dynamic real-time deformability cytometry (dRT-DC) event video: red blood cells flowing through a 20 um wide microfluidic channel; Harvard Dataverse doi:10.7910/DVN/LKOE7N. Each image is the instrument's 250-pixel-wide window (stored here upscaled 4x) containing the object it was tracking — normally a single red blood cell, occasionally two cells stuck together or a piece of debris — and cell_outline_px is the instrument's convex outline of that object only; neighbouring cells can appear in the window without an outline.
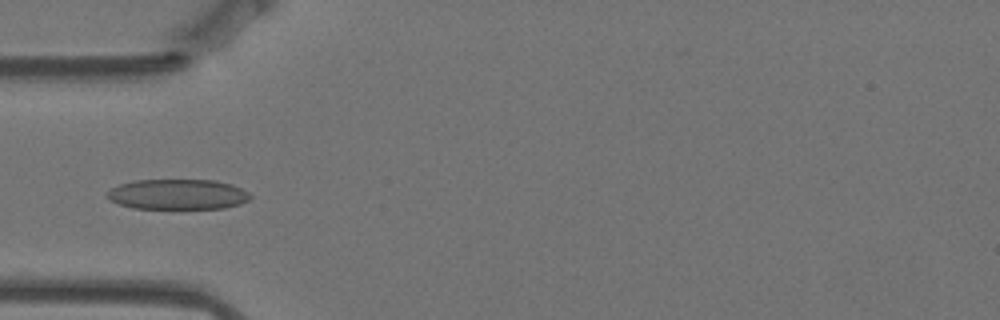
{"species": "Egyptian fruit bat (a non-hibernating species)", "species_latin": "Rousettus aegyptiacus", "temperature_condition": "warm", "stored_images_in_passage": 42, "camera_frame_rate_fps": 3000, "um_per_image_px": 0.085, "animal": {"sex": "female"}, "frame": {"image": 1, "passage_image": 1, "time_ms": 0.0, "image_size_px": [1000, 320], "cell_outline_px": [[252, 196], [248, 200], [240, 204], [224, 208], [132, 208], [108, 200], [104, 196], [112, 188], [120, 184], [136, 180], [216, 180], [232, 184], [248, 192]], "centroid_in_image_um": [15.1, 16.51], "position_along_channel_um": 69.9, "area_um2": 25.26}}
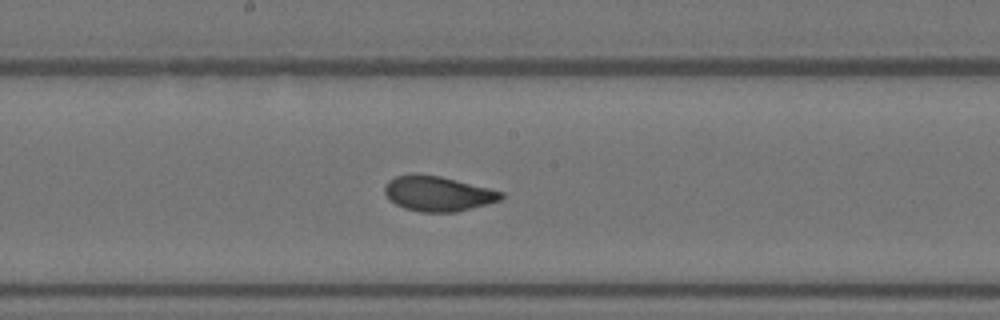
{"frame": {"image": 2, "passage_image": 13, "time_ms": 4.0, "image_size_px": [1000, 320], "cell_outline_px": [[504, 196], [500, 200], [488, 204], [456, 212], [420, 212], [404, 208], [396, 204], [384, 192], [384, 188], [388, 180], [396, 176], [440, 176], [504, 192]], "centroid_in_image_um": [37.26, 16.49], "position_along_channel_um": 210.9, "area_um2": 23.18}}
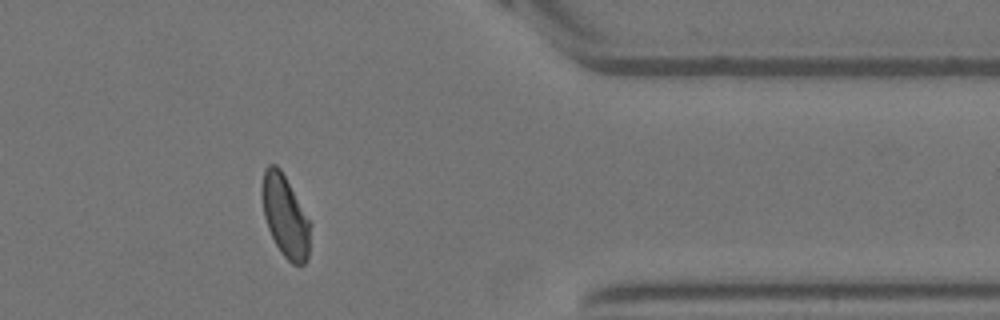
{"frame": {"image": 3, "passage_image": 30, "time_ms": 9.667, "image_size_px": [1000, 320], "cell_outline_px": [[312, 224], [308, 256], [304, 264], [292, 264], [280, 252], [268, 228], [264, 216], [260, 188], [264, 168], [268, 164], [276, 164], [280, 168]], "centroid_in_image_um": [24.23, 18.35], "position_along_channel_um": 387.2, "area_um2": 23.24}}